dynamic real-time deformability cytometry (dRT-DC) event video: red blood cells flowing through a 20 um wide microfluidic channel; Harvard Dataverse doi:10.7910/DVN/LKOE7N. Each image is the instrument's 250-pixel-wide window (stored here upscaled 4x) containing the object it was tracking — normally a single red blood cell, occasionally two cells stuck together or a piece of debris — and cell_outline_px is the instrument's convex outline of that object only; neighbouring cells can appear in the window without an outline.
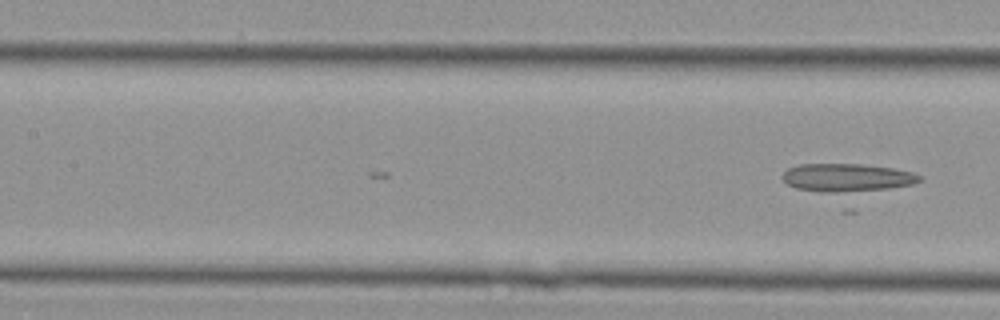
{"species": "Egyptian fruit bat (a non-hibernating species)", "species_latin": "Rousettus aegyptiacus", "temperature_condition": "cold", "stored_images_in_passage": 18, "camera_frame_rate_fps": 3000, "um_per_image_px": 0.085, "animal": {"sex": "female"}, "frame": {"image": 1, "passage_image": 18, "time_ms": 5.667, "image_size_px": [1000, 320], "cell_outline_px": [[920, 180], [912, 184], [892, 188], [852, 192], [824, 192], [796, 188], [788, 184], [780, 176], [788, 168], [800, 164], [860, 164], [892, 168], [912, 172], [920, 176]], "centroid_in_image_um": [71.97, 15.1], "position_along_channel_um": 135.4, "area_um2": 22.31}}